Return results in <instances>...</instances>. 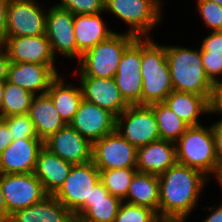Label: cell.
<instances>
[{"label":"cell","mask_w":222,"mask_h":222,"mask_svg":"<svg viewBox=\"0 0 222 222\" xmlns=\"http://www.w3.org/2000/svg\"><path fill=\"white\" fill-rule=\"evenodd\" d=\"M158 178L159 219L187 220L209 182V178L199 170L179 163L158 175Z\"/></svg>","instance_id":"cell-1"},{"label":"cell","mask_w":222,"mask_h":222,"mask_svg":"<svg viewBox=\"0 0 222 222\" xmlns=\"http://www.w3.org/2000/svg\"><path fill=\"white\" fill-rule=\"evenodd\" d=\"M166 59L174 91L194 93L209 101L213 82L206 75L200 48L166 45Z\"/></svg>","instance_id":"cell-2"},{"label":"cell","mask_w":222,"mask_h":222,"mask_svg":"<svg viewBox=\"0 0 222 222\" xmlns=\"http://www.w3.org/2000/svg\"><path fill=\"white\" fill-rule=\"evenodd\" d=\"M141 38L142 105L164 102L173 91L166 45Z\"/></svg>","instance_id":"cell-3"},{"label":"cell","mask_w":222,"mask_h":222,"mask_svg":"<svg viewBox=\"0 0 222 222\" xmlns=\"http://www.w3.org/2000/svg\"><path fill=\"white\" fill-rule=\"evenodd\" d=\"M175 143L177 163L197 169L208 178L218 176L220 166L211 125L190 126Z\"/></svg>","instance_id":"cell-4"},{"label":"cell","mask_w":222,"mask_h":222,"mask_svg":"<svg viewBox=\"0 0 222 222\" xmlns=\"http://www.w3.org/2000/svg\"><path fill=\"white\" fill-rule=\"evenodd\" d=\"M161 2L162 0H105L104 12H111L127 23L130 27L128 34L136 38H149L151 30L163 18Z\"/></svg>","instance_id":"cell-5"},{"label":"cell","mask_w":222,"mask_h":222,"mask_svg":"<svg viewBox=\"0 0 222 222\" xmlns=\"http://www.w3.org/2000/svg\"><path fill=\"white\" fill-rule=\"evenodd\" d=\"M136 37L115 32L107 40L86 51L79 63V74L97 78H114L125 48Z\"/></svg>","instance_id":"cell-6"},{"label":"cell","mask_w":222,"mask_h":222,"mask_svg":"<svg viewBox=\"0 0 222 222\" xmlns=\"http://www.w3.org/2000/svg\"><path fill=\"white\" fill-rule=\"evenodd\" d=\"M116 131L136 148L160 139L156 117L150 105H129L116 117Z\"/></svg>","instance_id":"cell-7"},{"label":"cell","mask_w":222,"mask_h":222,"mask_svg":"<svg viewBox=\"0 0 222 222\" xmlns=\"http://www.w3.org/2000/svg\"><path fill=\"white\" fill-rule=\"evenodd\" d=\"M99 181V169L92 161L76 164L53 196L74 214L85 202H90L92 188Z\"/></svg>","instance_id":"cell-8"},{"label":"cell","mask_w":222,"mask_h":222,"mask_svg":"<svg viewBox=\"0 0 222 222\" xmlns=\"http://www.w3.org/2000/svg\"><path fill=\"white\" fill-rule=\"evenodd\" d=\"M0 184L7 205V221L13 212L39 203L47 196L34 173L0 174Z\"/></svg>","instance_id":"cell-9"},{"label":"cell","mask_w":222,"mask_h":222,"mask_svg":"<svg viewBox=\"0 0 222 222\" xmlns=\"http://www.w3.org/2000/svg\"><path fill=\"white\" fill-rule=\"evenodd\" d=\"M92 162L99 171L136 168L137 148L115 131L92 143Z\"/></svg>","instance_id":"cell-10"},{"label":"cell","mask_w":222,"mask_h":222,"mask_svg":"<svg viewBox=\"0 0 222 222\" xmlns=\"http://www.w3.org/2000/svg\"><path fill=\"white\" fill-rule=\"evenodd\" d=\"M35 0H10L6 37L46 34L47 11Z\"/></svg>","instance_id":"cell-11"},{"label":"cell","mask_w":222,"mask_h":222,"mask_svg":"<svg viewBox=\"0 0 222 222\" xmlns=\"http://www.w3.org/2000/svg\"><path fill=\"white\" fill-rule=\"evenodd\" d=\"M114 80L129 105H142L141 38L125 48Z\"/></svg>","instance_id":"cell-12"},{"label":"cell","mask_w":222,"mask_h":222,"mask_svg":"<svg viewBox=\"0 0 222 222\" xmlns=\"http://www.w3.org/2000/svg\"><path fill=\"white\" fill-rule=\"evenodd\" d=\"M47 10L45 35L50 43L53 56L56 58V55L61 54L63 57L78 60L74 15L55 4Z\"/></svg>","instance_id":"cell-13"},{"label":"cell","mask_w":222,"mask_h":222,"mask_svg":"<svg viewBox=\"0 0 222 222\" xmlns=\"http://www.w3.org/2000/svg\"><path fill=\"white\" fill-rule=\"evenodd\" d=\"M69 125L91 143L116 131V116L82 99Z\"/></svg>","instance_id":"cell-14"},{"label":"cell","mask_w":222,"mask_h":222,"mask_svg":"<svg viewBox=\"0 0 222 222\" xmlns=\"http://www.w3.org/2000/svg\"><path fill=\"white\" fill-rule=\"evenodd\" d=\"M44 146L73 165L92 161V143L69 124L46 139Z\"/></svg>","instance_id":"cell-15"},{"label":"cell","mask_w":222,"mask_h":222,"mask_svg":"<svg viewBox=\"0 0 222 222\" xmlns=\"http://www.w3.org/2000/svg\"><path fill=\"white\" fill-rule=\"evenodd\" d=\"M8 53L10 62L55 65L46 35L6 37L1 44Z\"/></svg>","instance_id":"cell-16"},{"label":"cell","mask_w":222,"mask_h":222,"mask_svg":"<svg viewBox=\"0 0 222 222\" xmlns=\"http://www.w3.org/2000/svg\"><path fill=\"white\" fill-rule=\"evenodd\" d=\"M78 81L84 100L110 111L116 117L129 106L116 86L114 78L79 75Z\"/></svg>","instance_id":"cell-17"},{"label":"cell","mask_w":222,"mask_h":222,"mask_svg":"<svg viewBox=\"0 0 222 222\" xmlns=\"http://www.w3.org/2000/svg\"><path fill=\"white\" fill-rule=\"evenodd\" d=\"M58 73L55 65L10 62L6 81L30 91L33 95H42L47 93Z\"/></svg>","instance_id":"cell-18"},{"label":"cell","mask_w":222,"mask_h":222,"mask_svg":"<svg viewBox=\"0 0 222 222\" xmlns=\"http://www.w3.org/2000/svg\"><path fill=\"white\" fill-rule=\"evenodd\" d=\"M43 146L39 138L13 140L0 154V174L33 173Z\"/></svg>","instance_id":"cell-19"},{"label":"cell","mask_w":222,"mask_h":222,"mask_svg":"<svg viewBox=\"0 0 222 222\" xmlns=\"http://www.w3.org/2000/svg\"><path fill=\"white\" fill-rule=\"evenodd\" d=\"M122 202L99 181L92 188L90 202H85L73 215L76 222H113Z\"/></svg>","instance_id":"cell-20"},{"label":"cell","mask_w":222,"mask_h":222,"mask_svg":"<svg viewBox=\"0 0 222 222\" xmlns=\"http://www.w3.org/2000/svg\"><path fill=\"white\" fill-rule=\"evenodd\" d=\"M176 163L175 142L158 139L137 148L136 169L139 172L160 175Z\"/></svg>","instance_id":"cell-21"},{"label":"cell","mask_w":222,"mask_h":222,"mask_svg":"<svg viewBox=\"0 0 222 222\" xmlns=\"http://www.w3.org/2000/svg\"><path fill=\"white\" fill-rule=\"evenodd\" d=\"M73 164L63 160L45 146L38 153L34 175L47 195H54L69 175Z\"/></svg>","instance_id":"cell-22"},{"label":"cell","mask_w":222,"mask_h":222,"mask_svg":"<svg viewBox=\"0 0 222 222\" xmlns=\"http://www.w3.org/2000/svg\"><path fill=\"white\" fill-rule=\"evenodd\" d=\"M101 14L74 15V34L78 48V61L82 55L102 41L107 40L115 32L109 30Z\"/></svg>","instance_id":"cell-23"},{"label":"cell","mask_w":222,"mask_h":222,"mask_svg":"<svg viewBox=\"0 0 222 222\" xmlns=\"http://www.w3.org/2000/svg\"><path fill=\"white\" fill-rule=\"evenodd\" d=\"M7 222H76L73 213L54 196L13 212Z\"/></svg>","instance_id":"cell-24"},{"label":"cell","mask_w":222,"mask_h":222,"mask_svg":"<svg viewBox=\"0 0 222 222\" xmlns=\"http://www.w3.org/2000/svg\"><path fill=\"white\" fill-rule=\"evenodd\" d=\"M28 115L43 142L66 125L47 93L32 97Z\"/></svg>","instance_id":"cell-25"},{"label":"cell","mask_w":222,"mask_h":222,"mask_svg":"<svg viewBox=\"0 0 222 222\" xmlns=\"http://www.w3.org/2000/svg\"><path fill=\"white\" fill-rule=\"evenodd\" d=\"M164 103L189 126L202 125L199 116L209 114L208 100L194 93L172 91Z\"/></svg>","instance_id":"cell-26"},{"label":"cell","mask_w":222,"mask_h":222,"mask_svg":"<svg viewBox=\"0 0 222 222\" xmlns=\"http://www.w3.org/2000/svg\"><path fill=\"white\" fill-rule=\"evenodd\" d=\"M63 75H58L50 84L47 94L51 97L60 117L69 124L83 99L82 90L72 83H65Z\"/></svg>","instance_id":"cell-27"},{"label":"cell","mask_w":222,"mask_h":222,"mask_svg":"<svg viewBox=\"0 0 222 222\" xmlns=\"http://www.w3.org/2000/svg\"><path fill=\"white\" fill-rule=\"evenodd\" d=\"M124 202L151 208L159 217L158 175L137 171L130 183Z\"/></svg>","instance_id":"cell-28"},{"label":"cell","mask_w":222,"mask_h":222,"mask_svg":"<svg viewBox=\"0 0 222 222\" xmlns=\"http://www.w3.org/2000/svg\"><path fill=\"white\" fill-rule=\"evenodd\" d=\"M153 108L160 139L176 142L190 127L164 102L150 104Z\"/></svg>","instance_id":"cell-29"},{"label":"cell","mask_w":222,"mask_h":222,"mask_svg":"<svg viewBox=\"0 0 222 222\" xmlns=\"http://www.w3.org/2000/svg\"><path fill=\"white\" fill-rule=\"evenodd\" d=\"M33 96L30 91L5 81L1 117L28 113Z\"/></svg>","instance_id":"cell-30"},{"label":"cell","mask_w":222,"mask_h":222,"mask_svg":"<svg viewBox=\"0 0 222 222\" xmlns=\"http://www.w3.org/2000/svg\"><path fill=\"white\" fill-rule=\"evenodd\" d=\"M136 172V168L100 170V181L113 197L125 201L130 183Z\"/></svg>","instance_id":"cell-31"},{"label":"cell","mask_w":222,"mask_h":222,"mask_svg":"<svg viewBox=\"0 0 222 222\" xmlns=\"http://www.w3.org/2000/svg\"><path fill=\"white\" fill-rule=\"evenodd\" d=\"M159 217L151 208L122 202L113 222H157Z\"/></svg>","instance_id":"cell-32"},{"label":"cell","mask_w":222,"mask_h":222,"mask_svg":"<svg viewBox=\"0 0 222 222\" xmlns=\"http://www.w3.org/2000/svg\"><path fill=\"white\" fill-rule=\"evenodd\" d=\"M12 133L13 140L39 138L34 123L28 113L0 117Z\"/></svg>","instance_id":"cell-33"},{"label":"cell","mask_w":222,"mask_h":222,"mask_svg":"<svg viewBox=\"0 0 222 222\" xmlns=\"http://www.w3.org/2000/svg\"><path fill=\"white\" fill-rule=\"evenodd\" d=\"M197 10L211 31H222V7L211 0H197Z\"/></svg>","instance_id":"cell-34"},{"label":"cell","mask_w":222,"mask_h":222,"mask_svg":"<svg viewBox=\"0 0 222 222\" xmlns=\"http://www.w3.org/2000/svg\"><path fill=\"white\" fill-rule=\"evenodd\" d=\"M104 3L105 0H60L56 5L76 15L105 13Z\"/></svg>","instance_id":"cell-35"},{"label":"cell","mask_w":222,"mask_h":222,"mask_svg":"<svg viewBox=\"0 0 222 222\" xmlns=\"http://www.w3.org/2000/svg\"><path fill=\"white\" fill-rule=\"evenodd\" d=\"M201 60L205 69L206 75L212 81H218L222 78V55L201 53Z\"/></svg>","instance_id":"cell-36"},{"label":"cell","mask_w":222,"mask_h":222,"mask_svg":"<svg viewBox=\"0 0 222 222\" xmlns=\"http://www.w3.org/2000/svg\"><path fill=\"white\" fill-rule=\"evenodd\" d=\"M200 53L222 55V31H211L203 39L200 46Z\"/></svg>","instance_id":"cell-37"},{"label":"cell","mask_w":222,"mask_h":222,"mask_svg":"<svg viewBox=\"0 0 222 222\" xmlns=\"http://www.w3.org/2000/svg\"><path fill=\"white\" fill-rule=\"evenodd\" d=\"M208 103L209 114H222V79L213 82ZM218 121H222V118H220Z\"/></svg>","instance_id":"cell-38"},{"label":"cell","mask_w":222,"mask_h":222,"mask_svg":"<svg viewBox=\"0 0 222 222\" xmlns=\"http://www.w3.org/2000/svg\"><path fill=\"white\" fill-rule=\"evenodd\" d=\"M212 133L215 142V151L219 166H222V121L211 124Z\"/></svg>","instance_id":"cell-39"},{"label":"cell","mask_w":222,"mask_h":222,"mask_svg":"<svg viewBox=\"0 0 222 222\" xmlns=\"http://www.w3.org/2000/svg\"><path fill=\"white\" fill-rule=\"evenodd\" d=\"M9 1L0 0V44L6 40Z\"/></svg>","instance_id":"cell-40"},{"label":"cell","mask_w":222,"mask_h":222,"mask_svg":"<svg viewBox=\"0 0 222 222\" xmlns=\"http://www.w3.org/2000/svg\"><path fill=\"white\" fill-rule=\"evenodd\" d=\"M12 141V133L10 132L7 124L0 118V154L10 145Z\"/></svg>","instance_id":"cell-41"},{"label":"cell","mask_w":222,"mask_h":222,"mask_svg":"<svg viewBox=\"0 0 222 222\" xmlns=\"http://www.w3.org/2000/svg\"><path fill=\"white\" fill-rule=\"evenodd\" d=\"M10 64V59L5 48L0 45V81L7 80L8 67Z\"/></svg>","instance_id":"cell-42"},{"label":"cell","mask_w":222,"mask_h":222,"mask_svg":"<svg viewBox=\"0 0 222 222\" xmlns=\"http://www.w3.org/2000/svg\"><path fill=\"white\" fill-rule=\"evenodd\" d=\"M221 205L217 206L216 208L214 206L212 207H205L209 210H212L211 215H208L206 219H204L203 222H222V203Z\"/></svg>","instance_id":"cell-43"},{"label":"cell","mask_w":222,"mask_h":222,"mask_svg":"<svg viewBox=\"0 0 222 222\" xmlns=\"http://www.w3.org/2000/svg\"><path fill=\"white\" fill-rule=\"evenodd\" d=\"M0 222H7V205L0 184Z\"/></svg>","instance_id":"cell-44"},{"label":"cell","mask_w":222,"mask_h":222,"mask_svg":"<svg viewBox=\"0 0 222 222\" xmlns=\"http://www.w3.org/2000/svg\"><path fill=\"white\" fill-rule=\"evenodd\" d=\"M5 81H0V117H1V106L3 103Z\"/></svg>","instance_id":"cell-45"},{"label":"cell","mask_w":222,"mask_h":222,"mask_svg":"<svg viewBox=\"0 0 222 222\" xmlns=\"http://www.w3.org/2000/svg\"><path fill=\"white\" fill-rule=\"evenodd\" d=\"M185 219H159L157 222H185Z\"/></svg>","instance_id":"cell-46"},{"label":"cell","mask_w":222,"mask_h":222,"mask_svg":"<svg viewBox=\"0 0 222 222\" xmlns=\"http://www.w3.org/2000/svg\"><path fill=\"white\" fill-rule=\"evenodd\" d=\"M216 180L218 181V183L222 189V166L220 167V171H219L218 176L216 177Z\"/></svg>","instance_id":"cell-47"},{"label":"cell","mask_w":222,"mask_h":222,"mask_svg":"<svg viewBox=\"0 0 222 222\" xmlns=\"http://www.w3.org/2000/svg\"><path fill=\"white\" fill-rule=\"evenodd\" d=\"M211 1L216 2L218 5H220L222 7V0H211Z\"/></svg>","instance_id":"cell-48"}]
</instances>
